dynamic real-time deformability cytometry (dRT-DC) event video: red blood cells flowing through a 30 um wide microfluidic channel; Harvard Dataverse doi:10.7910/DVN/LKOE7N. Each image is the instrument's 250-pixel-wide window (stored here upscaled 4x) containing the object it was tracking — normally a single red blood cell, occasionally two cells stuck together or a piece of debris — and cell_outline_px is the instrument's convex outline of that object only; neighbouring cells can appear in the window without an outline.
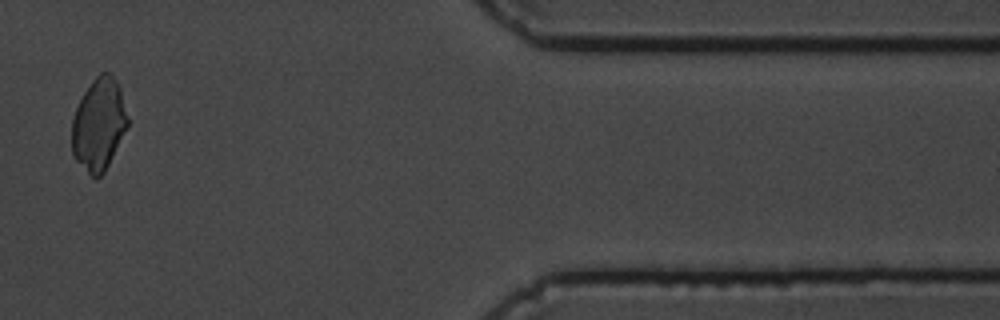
{"species": "common noctule bat (a hibernating species)", "species_latin": "Nyctalus noctula", "temperature_condition": "cold", "stored_images_in_passage": 12, "camera_frame_rate_fps": 3000, "um_per_image_px": 0.085, "animal": {"sex": "male", "body_mass_g": 19.5, "forearm_length_mm": 54.6}, "frame": {"image": 1, "passage_image": 10, "time_ms": 10.667, "image_size_px": [1000, 320], "cell_outline_px": [[128, 124], [104, 172], [96, 180], [76, 160], [72, 152], [72, 120], [76, 108], [84, 92], [92, 80], [100, 72], [112, 72], [120, 88], [128, 120]], "centroid_in_image_um": [8.38, 10.54], "position_along_channel_um": 403.0, "area_um2": 29.59}}